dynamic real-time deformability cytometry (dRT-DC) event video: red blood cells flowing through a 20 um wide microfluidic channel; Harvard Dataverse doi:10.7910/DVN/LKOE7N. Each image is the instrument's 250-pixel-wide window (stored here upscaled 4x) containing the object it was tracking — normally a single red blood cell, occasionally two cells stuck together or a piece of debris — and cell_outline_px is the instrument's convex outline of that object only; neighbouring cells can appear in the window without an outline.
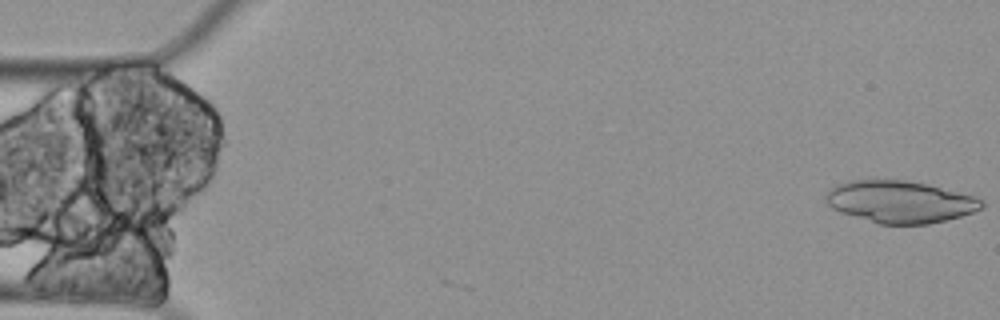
{"species": "Egyptian fruit bat (a non-hibernating species)", "species_latin": "Rousettus aegyptiacus", "temperature_condition": "cold", "stored_images_in_passage": 4, "camera_frame_rate_fps": 3000, "um_per_image_px": 0.085, "animal": {"sex": "female"}, "frame": {"image": 1, "passage_image": 1, "time_ms": 0.0, "image_size_px": [1000, 320], "cell_outline_px": [[984, 208], [960, 216], [928, 224], [880, 224], [840, 212], [832, 208], [824, 200], [824, 196], [836, 184], [852, 180], [904, 180], [924, 184], [972, 196], [984, 200]], "centroid_in_image_um": [76.47, 17.16], "position_along_channel_um": 8.5, "area_um2": 37.74}}